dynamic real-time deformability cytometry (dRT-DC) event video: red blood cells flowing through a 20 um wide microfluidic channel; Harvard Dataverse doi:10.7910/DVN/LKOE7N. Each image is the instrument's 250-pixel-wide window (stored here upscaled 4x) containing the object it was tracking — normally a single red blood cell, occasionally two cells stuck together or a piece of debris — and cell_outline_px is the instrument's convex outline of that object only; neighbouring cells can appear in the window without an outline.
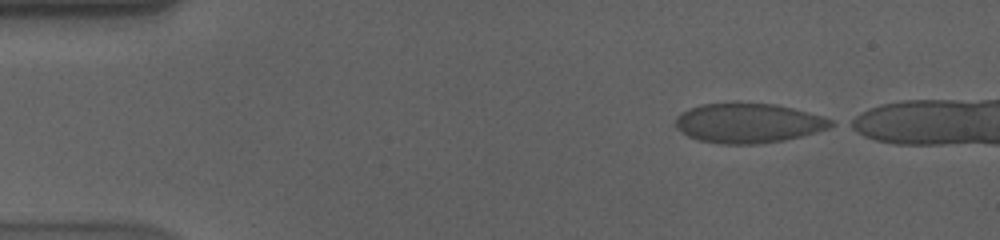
{"species": "human", "species_latin": "Homo sapiens", "temperature_condition": "cold", "stored_images_in_passage": 8, "camera_frame_rate_fps": 3000, "um_per_image_px": 0.085, "donor": {"sex": "male"}, "frame": {"image": 1, "passage_image": 1, "time_ms": 0.0, "image_size_px": [1000, 240], "cell_outline_px": [[836, 124], [828, 128], [816, 132], [784, 140], [756, 144], [724, 144], [700, 140], [688, 136], [676, 128], [676, 116], [680, 112], [688, 108], [700, 104], [732, 100], [736, 100], [776, 104], [824, 116], [832, 120]], "centroid_in_image_um": [63.57, 10.41], "position_along_channel_um": 21.4, "area_um2": 36.76}}